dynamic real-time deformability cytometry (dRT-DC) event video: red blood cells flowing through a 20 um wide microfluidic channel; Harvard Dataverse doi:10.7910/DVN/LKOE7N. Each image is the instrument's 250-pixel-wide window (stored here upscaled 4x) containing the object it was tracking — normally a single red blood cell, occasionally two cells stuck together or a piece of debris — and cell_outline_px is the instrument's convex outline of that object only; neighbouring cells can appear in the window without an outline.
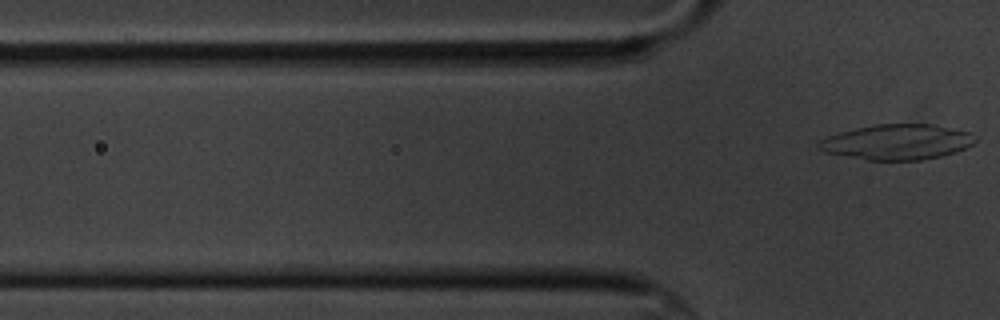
{"species": "common noctule bat (a hibernating species)", "species_latin": "Nyctalus noctula", "temperature_condition": "cold", "stored_images_in_passage": 7, "segment_of_instrument_passage": [2, 2], "camera_frame_rate_fps": 3000, "um_per_image_px": 0.085, "animal": {"sex": "male", "body_mass_g": 20.1, "forearm_length_mm": 53.5}, "frame": {"image": 1, "passage_image": 7, "time_ms": 8.0, "image_size_px": [1000, 320], "cell_outline_px": [[980, 136], [972, 144], [956, 152], [940, 156], [920, 160], [868, 160], [824, 152], [816, 148], [816, 144], [820, 140], [828, 136], [840, 132], [856, 128], [876, 124], [932, 124], [972, 132]], "centroid_in_image_um": [76.28, 12.06], "position_along_channel_um": 49.5, "area_um2": 32.37}}